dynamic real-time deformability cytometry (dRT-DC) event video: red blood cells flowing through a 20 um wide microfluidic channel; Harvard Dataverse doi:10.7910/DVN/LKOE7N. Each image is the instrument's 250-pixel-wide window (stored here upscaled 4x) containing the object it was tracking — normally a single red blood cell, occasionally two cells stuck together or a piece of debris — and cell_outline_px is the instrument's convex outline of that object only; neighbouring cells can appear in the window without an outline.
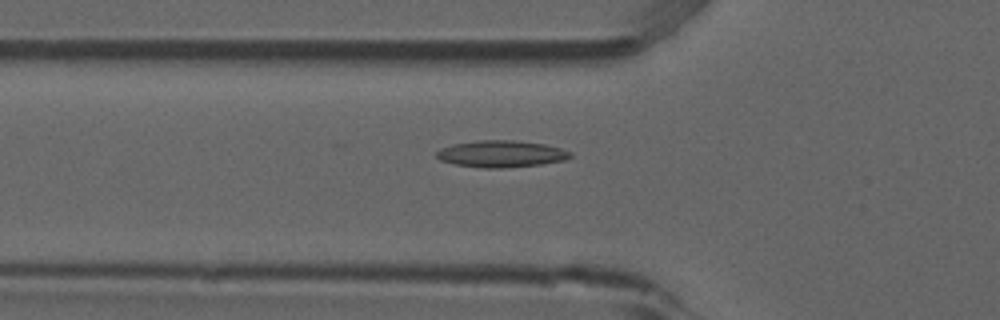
{"species": "common noctule bat (a hibernating species)", "species_latin": "Nyctalus noctula", "temperature_condition": "room temperature", "stored_images_in_passage": 38, "camera_frame_rate_fps": 3000, "um_per_image_px": 0.085, "animal": {"sex": "male", "forearm_length_mm": 52.5}, "frame": {"image": 1, "passage_image": 3, "time_ms": 0.667, "image_size_px": [1000, 320], "cell_outline_px": [[572, 156], [564, 160], [540, 164], [504, 168], [480, 168], [456, 164], [440, 160], [436, 156], [436, 152], [440, 148], [452, 144], [476, 140], [516, 140], [544, 144], [560, 148], [572, 152]], "centroid_in_image_um": [42.58, 13.07], "position_along_channel_um": 83.2, "area_um2": 20.92}}
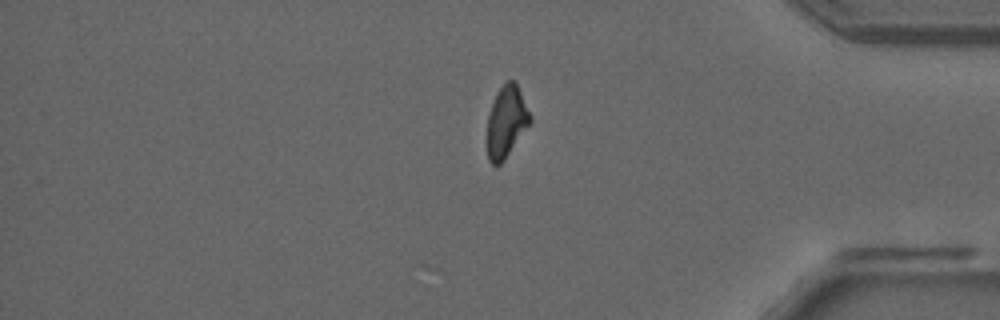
{"frame": {"image": 2, "passage_image": 29, "time_ms": 9.333, "image_size_px": [1000, 320], "cell_outline_px": [[532, 120], [504, 160], [500, 164], [492, 164], [488, 160], [488, 116], [496, 92], [508, 80], [516, 80], [532, 116]], "centroid_in_image_um": [43.06, 10.3], "position_along_channel_um": 392.1, "area_um2": 17.74}}
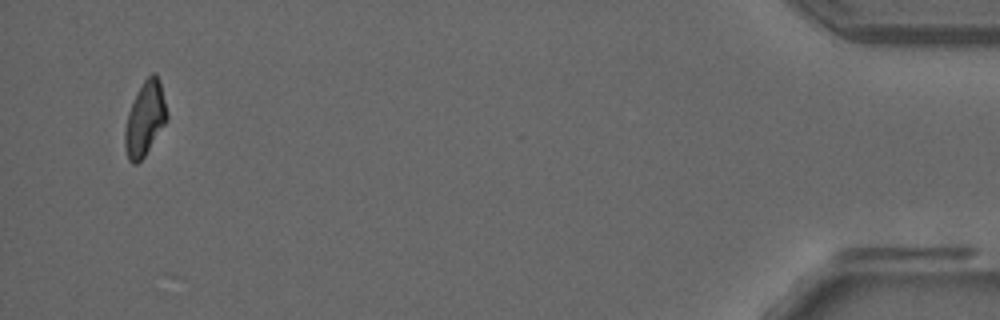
{"frame": {"image": 3, "passage_image": 36, "time_ms": 11.667, "image_size_px": [1000, 320], "cell_outline_px": [[168, 120], [144, 156], [136, 164], [132, 164], [128, 160], [124, 144], [124, 128], [128, 112], [144, 80], [152, 72], [156, 72], [160, 80], [168, 112]], "centroid_in_image_um": [12.34, 10.09], "position_along_channel_um": 422.9, "area_um2": 18.21}, "authors_computed_cell_mechanics": {"area_um2": 18.6694, "velocity_mm_per_s": 3.8521, "shape_relaxation_time_tau1_ms": null, "shape_relaxation_time_tau2_ms": 8.1664, "deformation_change_tau1": null, "deformation_change_tau2": 0.1786}}